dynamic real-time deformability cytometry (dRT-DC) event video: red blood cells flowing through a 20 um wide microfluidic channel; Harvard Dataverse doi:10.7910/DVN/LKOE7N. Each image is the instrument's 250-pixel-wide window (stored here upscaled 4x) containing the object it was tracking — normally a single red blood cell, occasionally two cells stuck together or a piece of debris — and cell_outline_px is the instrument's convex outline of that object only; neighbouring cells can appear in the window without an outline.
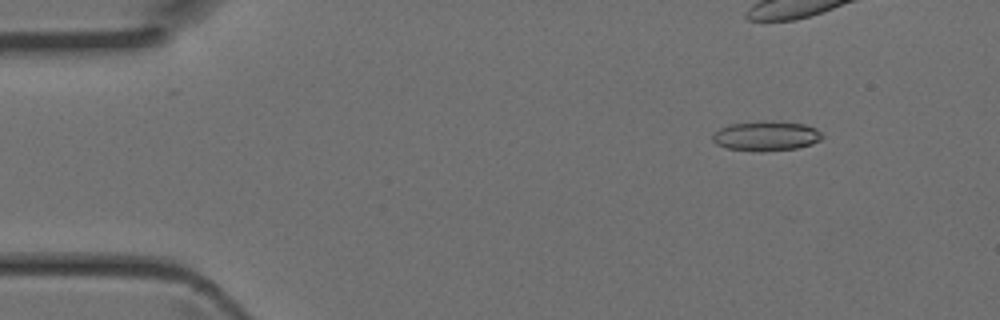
{"species": "Egyptian fruit bat (a non-hibernating species)", "species_latin": "Rousettus aegyptiacus", "temperature_condition": "room temperature", "stored_images_in_passage": 26, "camera_frame_rate_fps": 3000, "um_per_image_px": 0.085, "animal": {"sex": "female"}, "frame": {"image": 1, "passage_image": 6, "time_ms": 1.667, "image_size_px": [1000, 320], "cell_outline_px": [[824, 136], [820, 140], [812, 144], [796, 148], [728, 148], [716, 144], [712, 140], [712, 136], [720, 128], [728, 124], [764, 120], [772, 120], [804, 124], [816, 128]], "centroid_in_image_um": [65.15, 11.48], "position_along_channel_um": 19.8, "area_um2": 18.21}}